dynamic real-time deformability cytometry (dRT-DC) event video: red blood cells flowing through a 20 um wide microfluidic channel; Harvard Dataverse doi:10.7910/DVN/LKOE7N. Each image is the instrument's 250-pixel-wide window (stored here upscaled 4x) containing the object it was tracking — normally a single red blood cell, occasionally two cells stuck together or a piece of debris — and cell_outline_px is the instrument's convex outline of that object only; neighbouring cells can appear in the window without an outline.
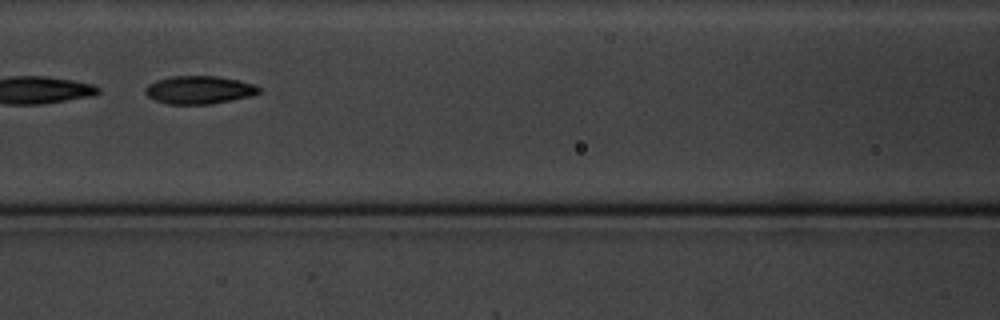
{"species": "common noctule bat (a hibernating species)", "species_latin": "Nyctalus noctula", "temperature_condition": "cold", "stored_images_in_passage": 7, "camera_frame_rate_fps": 3000, "um_per_image_px": 0.085, "animal": {"sex": "male", "body_mass_g": 20.1, "forearm_length_mm": 53.5}, "frame": {"image": 1, "passage_image": 4, "time_ms": 3.667, "image_size_px": [1000, 320], "cell_outline_px": [[260, 92], [248, 96], [208, 104], [168, 104], [156, 100], [148, 96], [144, 92], [144, 88], [148, 84], [156, 80], [172, 76], [216, 76], [240, 80], [256, 84], [260, 88]], "centroid_in_image_um": [16.9, 7.62], "position_along_channel_um": 149.7, "area_um2": 18.44}}